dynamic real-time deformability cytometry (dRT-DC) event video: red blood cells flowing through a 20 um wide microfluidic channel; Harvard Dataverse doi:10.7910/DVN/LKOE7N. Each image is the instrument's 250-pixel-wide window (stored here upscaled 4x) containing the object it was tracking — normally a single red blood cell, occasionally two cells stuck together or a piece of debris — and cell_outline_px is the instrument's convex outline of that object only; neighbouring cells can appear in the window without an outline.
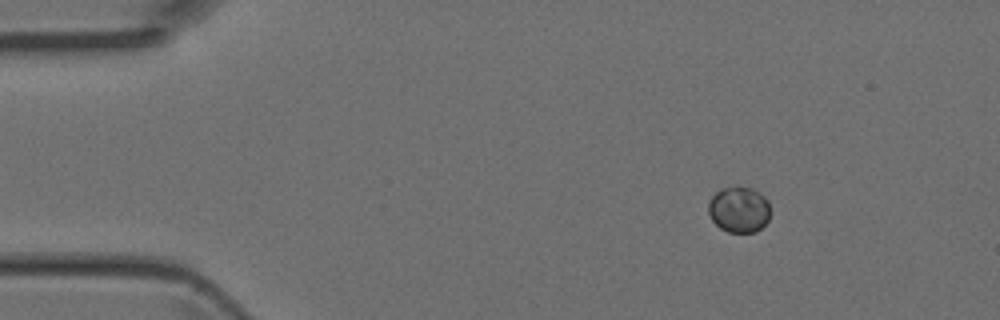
{"species": "Egyptian fruit bat (a non-hibernating species)", "species_latin": "Rousettus aegyptiacus", "temperature_condition": "room temperature", "stored_images_in_passage": 3, "camera_frame_rate_fps": 3000, "um_per_image_px": 0.085, "animal": {"sex": "female"}, "frame": {"image": 1, "passage_image": 1, "time_ms": 0.0, "image_size_px": [1000, 320], "cell_outline_px": [[768, 220], [756, 232], [728, 232], [720, 228], [712, 220], [708, 212], [708, 200], [720, 188], [752, 188], [760, 192], [768, 200]], "centroid_in_image_um": [62.79, 17.82], "position_along_channel_um": 22.2, "area_um2": 16.42}}